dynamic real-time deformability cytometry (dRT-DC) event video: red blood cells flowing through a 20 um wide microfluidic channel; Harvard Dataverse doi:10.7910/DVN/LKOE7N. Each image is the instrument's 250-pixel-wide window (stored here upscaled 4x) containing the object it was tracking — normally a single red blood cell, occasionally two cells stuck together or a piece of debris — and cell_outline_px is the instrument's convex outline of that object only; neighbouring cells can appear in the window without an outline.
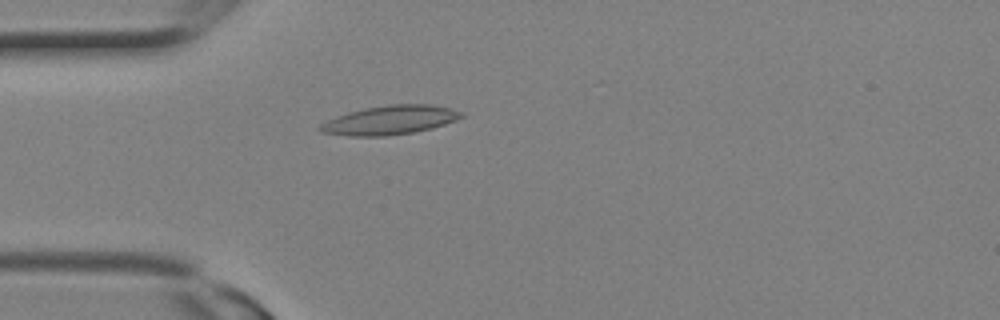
{"species": "Egyptian fruit bat (a non-hibernating species)", "species_latin": "Rousettus aegyptiacus", "temperature_condition": "room temperature", "stored_images_in_passage": 2, "camera_frame_rate_fps": 3000, "um_per_image_px": 0.085, "animal": {"sex": "female"}, "frame": {"image": 1, "passage_image": 2, "time_ms": 0.333, "image_size_px": [1000, 320], "cell_outline_px": [[464, 116], [456, 120], [432, 128], [416, 132], [388, 136], [348, 136], [320, 132], [316, 128], [320, 124], [336, 116], [348, 112], [364, 108], [388, 104], [432, 104], [464, 112]], "centroid_in_image_um": [33.13, 10.21], "position_along_channel_um": 51.9, "area_um2": 24.1}}